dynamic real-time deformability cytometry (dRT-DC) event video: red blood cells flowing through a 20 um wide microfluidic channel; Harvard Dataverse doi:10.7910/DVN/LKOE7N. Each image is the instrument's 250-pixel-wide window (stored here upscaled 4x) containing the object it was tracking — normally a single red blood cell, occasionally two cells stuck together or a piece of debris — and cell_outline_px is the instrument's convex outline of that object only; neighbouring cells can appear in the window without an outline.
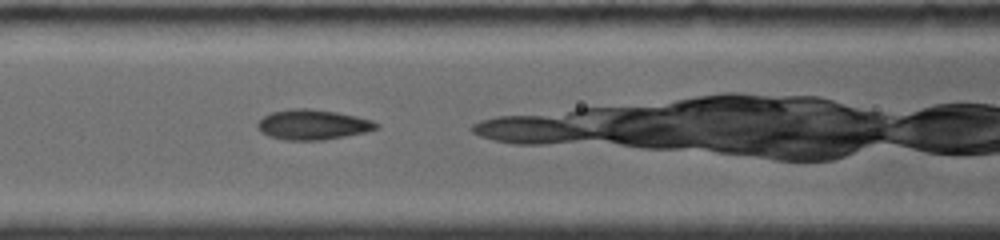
{"species": "common noctule bat (a hibernating species)", "species_latin": "Nyctalus noctula", "temperature_condition": "room temperature", "stored_images_in_passage": 3, "camera_frame_rate_fps": 4000, "um_per_image_px": 0.085, "animal": {"sex": "female", "body_mass_g": 19.0, "forearm_length_mm": 56.7}, "frame": {"image": 1, "passage_image": 3, "time_ms": 1.75, "image_size_px": [1000, 240], "cell_outline_px": [[380, 128], [364, 132], [324, 140], [284, 140], [268, 136], [260, 132], [256, 128], [256, 124], [264, 116], [272, 112], [288, 108], [308, 108], [336, 112], [356, 116], [372, 120], [380, 124]], "centroid_in_image_um": [26.56, 10.59], "position_along_channel_um": 140.0, "area_um2": 20.98}}